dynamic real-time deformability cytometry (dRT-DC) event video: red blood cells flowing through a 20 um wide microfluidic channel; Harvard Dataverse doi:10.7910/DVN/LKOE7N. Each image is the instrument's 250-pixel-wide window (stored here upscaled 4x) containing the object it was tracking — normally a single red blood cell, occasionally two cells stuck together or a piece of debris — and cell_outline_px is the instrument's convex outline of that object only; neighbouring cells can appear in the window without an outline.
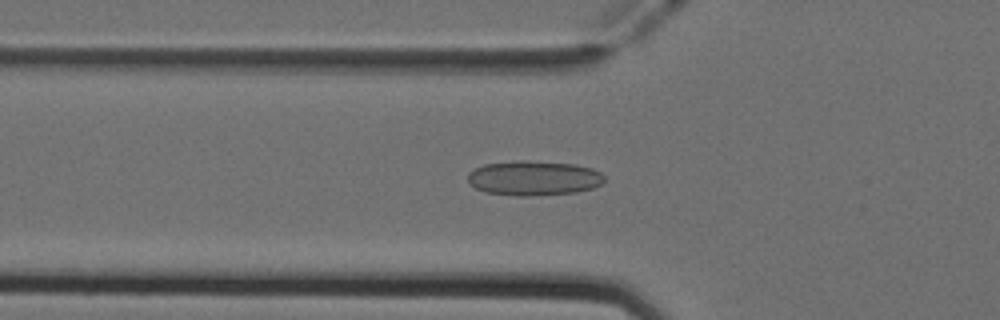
{"species": "Egyptian fruit bat (a non-hibernating species)", "species_latin": "Rousettus aegyptiacus", "temperature_condition": "cold", "stored_images_in_passage": 50, "camera_frame_rate_fps": 3000, "um_per_image_px": 0.085, "animal": {"sex": "female"}, "frame": {"image": 1, "passage_image": 17, "time_ms": 5.333, "image_size_px": [1000, 320], "cell_outline_px": [[604, 180], [600, 184], [592, 188], [576, 192], [532, 196], [516, 196], [484, 192], [468, 184], [468, 172], [484, 164], [516, 160], [524, 160], [576, 164], [592, 168], [600, 172], [604, 176]], "centroid_in_image_um": [45.34, 15.14], "position_along_channel_um": 80.5, "area_um2": 27.86}}
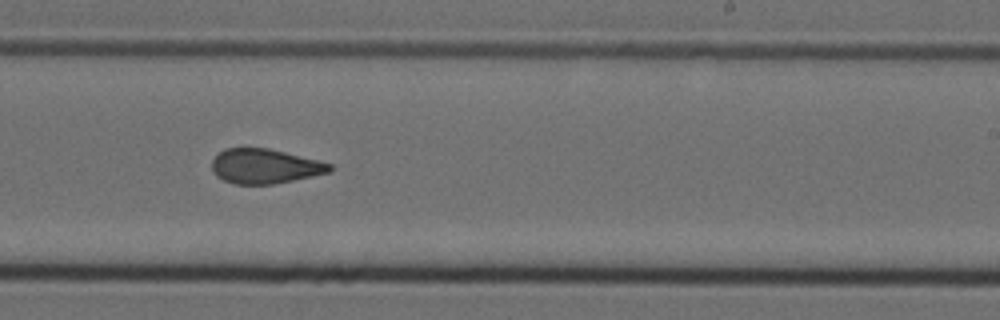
{"frame": {"image": 2, "passage_image": 31, "time_ms": 10.0, "image_size_px": [1000, 320], "cell_outline_px": [[332, 172], [272, 184], [236, 184], [224, 180], [216, 176], [212, 172], [212, 160], [224, 148], [268, 148], [332, 164]], "centroid_in_image_um": [22.49, 14.13], "position_along_channel_um": 266.5, "area_um2": 23.58}}
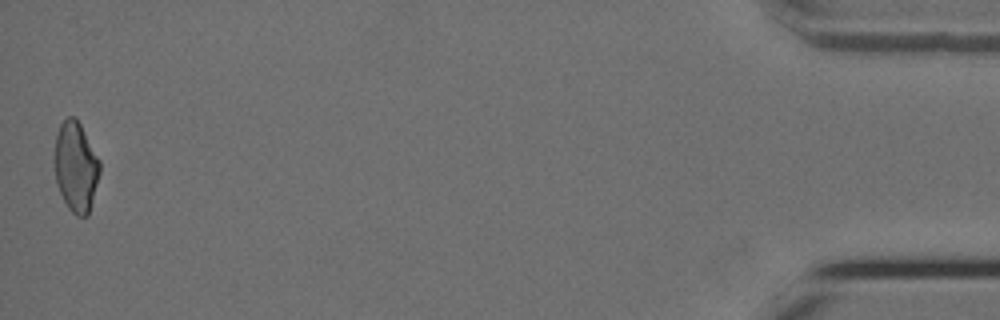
{"frame": {"image": 3, "passage_image": 50, "time_ms": 16.333, "image_size_px": [1000, 320], "cell_outline_px": [[100, 172], [88, 216], [76, 216], [68, 208], [56, 184], [56, 136], [60, 124], [68, 116], [76, 116], [100, 160]], "centroid_in_image_um": [6.47, 14.17], "position_along_channel_um": 428.7, "area_um2": 23.47}, "authors_computed_cell_mechanics": {"area_um2": 24.9118, "velocity_mm_per_s": 3.9709, "shape_relaxation_time_tau1_ms": null, "shape_relaxation_time_tau2_ms": 1.6721, "deformation_change_tau1": null, "deformation_change_tau2": 0.092}}